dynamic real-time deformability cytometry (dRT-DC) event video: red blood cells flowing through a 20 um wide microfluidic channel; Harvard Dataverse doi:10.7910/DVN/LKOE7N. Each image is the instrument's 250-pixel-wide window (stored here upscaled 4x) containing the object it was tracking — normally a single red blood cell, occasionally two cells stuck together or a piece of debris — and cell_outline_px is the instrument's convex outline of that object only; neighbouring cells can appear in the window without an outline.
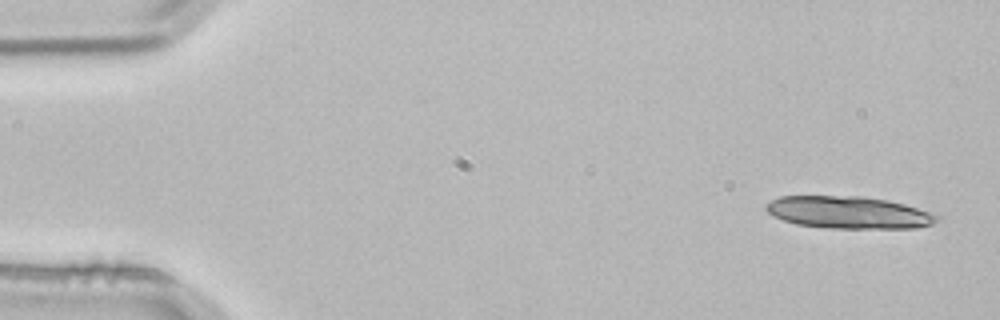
{"species": "common noctule bat (a hibernating species)", "species_latin": "Nyctalus noctula", "temperature_condition": "room temperature", "stored_images_in_passage": 3, "camera_frame_rate_fps": 3000, "um_per_image_px": 0.085, "animal": {"sex": "male", "body_mass_g": 21.5, "forearm_length_mm": 52.0}, "frame": {"image": 1, "passage_image": 3, "time_ms": 0.667, "image_size_px": [1000, 320], "cell_outline_px": [[940, 220], [932, 224], [916, 228], [832, 228], [796, 224], [772, 216], [764, 208], [764, 204], [780, 196], [860, 196], [888, 200], [904, 204], [940, 216]], "centroid_in_image_um": [72.11, 18.06], "position_along_channel_um": 12.9, "area_um2": 32.08}}